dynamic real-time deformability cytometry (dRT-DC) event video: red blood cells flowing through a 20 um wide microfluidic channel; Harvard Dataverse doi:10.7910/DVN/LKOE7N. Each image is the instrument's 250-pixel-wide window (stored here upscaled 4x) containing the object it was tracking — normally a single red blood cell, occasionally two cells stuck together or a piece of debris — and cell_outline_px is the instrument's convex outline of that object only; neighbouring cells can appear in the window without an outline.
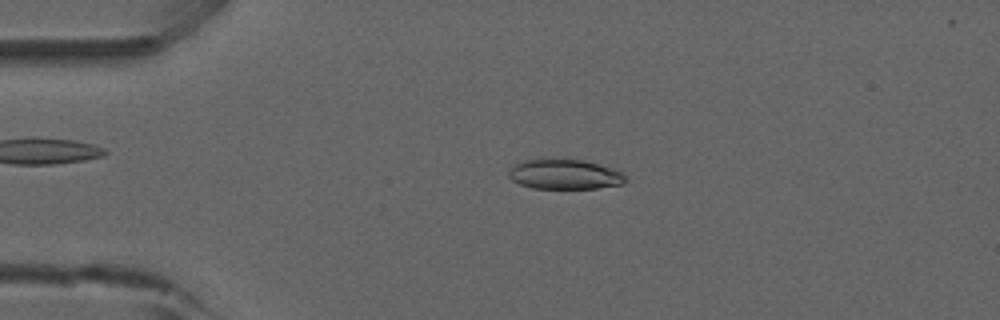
{"species": "common noctule bat (a hibernating species)", "species_latin": "Nyctalus noctula", "temperature_condition": "room temperature", "stored_images_in_passage": 52, "camera_frame_rate_fps": 3000, "um_per_image_px": 0.085, "animal": {"sex": "male", "forearm_length_mm": 52.5}, "frame": {"image": 1, "passage_image": 11, "time_ms": 3.333, "image_size_px": [1000, 320], "cell_outline_px": [[628, 180], [620, 184], [596, 188], [532, 188], [520, 184], [512, 180], [508, 176], [508, 172], [512, 164], [524, 160], [540, 156], [552, 156], [584, 160], [612, 168], [620, 172]], "centroid_in_image_um": [47.89, 14.75], "position_along_channel_um": 37.1, "area_um2": 21.1}}
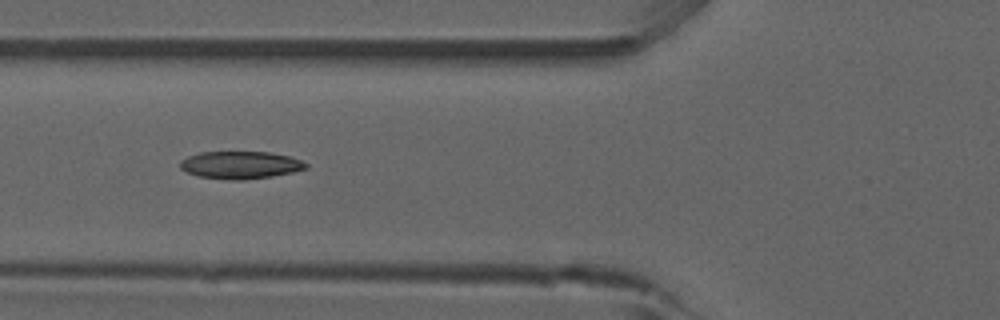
{"frame": {"image": 2, "passage_image": 19, "time_ms": 6.0, "image_size_px": [1000, 320], "cell_outline_px": [[308, 168], [292, 172], [272, 176], [244, 180], [228, 180], [196, 176], [180, 168], [180, 160], [188, 156], [200, 152], [268, 152], [292, 156], [308, 164]], "centroid_in_image_um": [20.43, 14.02], "position_along_channel_um": 105.4, "area_um2": 20.29}}
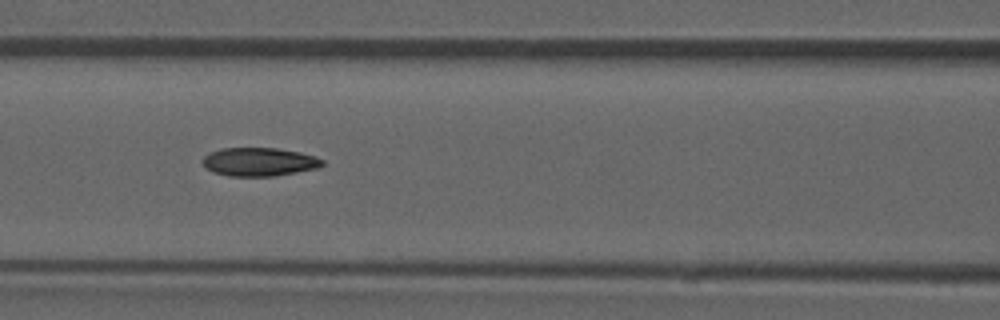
{"frame": {"image": 3, "passage_image": 22, "time_ms": 7.0, "image_size_px": [1000, 320], "cell_outline_px": [[324, 164], [320, 168], [272, 176], [228, 176], [212, 172], [200, 160], [208, 152], [220, 148], [276, 148], [300, 152], [316, 156], [324, 160]], "centroid_in_image_um": [22.03, 13.75], "position_along_channel_um": 144.6, "area_um2": 20.06}, "authors_computed_cell_mechanics": {"area_um2": 20.2011, "velocity_mm_per_s": 3.8994, "shape_relaxation_time_tau1_ms": null, "shape_relaxation_time_tau2_ms": 3.5077, "deformation_change_tau1": null, "deformation_change_tau2": 0.0987}}